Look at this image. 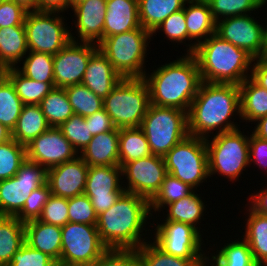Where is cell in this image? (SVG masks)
I'll use <instances>...</instances> for the list:
<instances>
[{
    "label": "cell",
    "instance_id": "obj_35",
    "mask_svg": "<svg viewBox=\"0 0 267 266\" xmlns=\"http://www.w3.org/2000/svg\"><path fill=\"white\" fill-rule=\"evenodd\" d=\"M137 250L139 266H207L208 259H184L165 253L152 240Z\"/></svg>",
    "mask_w": 267,
    "mask_h": 266
},
{
    "label": "cell",
    "instance_id": "obj_16",
    "mask_svg": "<svg viewBox=\"0 0 267 266\" xmlns=\"http://www.w3.org/2000/svg\"><path fill=\"white\" fill-rule=\"evenodd\" d=\"M120 166H89L84 189L97 215L107 211L125 191Z\"/></svg>",
    "mask_w": 267,
    "mask_h": 266
},
{
    "label": "cell",
    "instance_id": "obj_33",
    "mask_svg": "<svg viewBox=\"0 0 267 266\" xmlns=\"http://www.w3.org/2000/svg\"><path fill=\"white\" fill-rule=\"evenodd\" d=\"M218 249H216V254L214 252L211 256L208 255L207 266H259L243 237L242 239L238 238V240H230L223 245L221 250Z\"/></svg>",
    "mask_w": 267,
    "mask_h": 266
},
{
    "label": "cell",
    "instance_id": "obj_13",
    "mask_svg": "<svg viewBox=\"0 0 267 266\" xmlns=\"http://www.w3.org/2000/svg\"><path fill=\"white\" fill-rule=\"evenodd\" d=\"M161 222H156L155 232H152L155 236L151 239L165 253L184 259H208L212 248L208 247V252L203 250L206 246L202 244L203 235L196 228L177 221Z\"/></svg>",
    "mask_w": 267,
    "mask_h": 266
},
{
    "label": "cell",
    "instance_id": "obj_34",
    "mask_svg": "<svg viewBox=\"0 0 267 266\" xmlns=\"http://www.w3.org/2000/svg\"><path fill=\"white\" fill-rule=\"evenodd\" d=\"M149 148L144 131L138 128L119 129V166L125 163L150 156Z\"/></svg>",
    "mask_w": 267,
    "mask_h": 266
},
{
    "label": "cell",
    "instance_id": "obj_9",
    "mask_svg": "<svg viewBox=\"0 0 267 266\" xmlns=\"http://www.w3.org/2000/svg\"><path fill=\"white\" fill-rule=\"evenodd\" d=\"M167 173L194 190L209 177L206 139L188 135L164 157Z\"/></svg>",
    "mask_w": 267,
    "mask_h": 266
},
{
    "label": "cell",
    "instance_id": "obj_46",
    "mask_svg": "<svg viewBox=\"0 0 267 266\" xmlns=\"http://www.w3.org/2000/svg\"><path fill=\"white\" fill-rule=\"evenodd\" d=\"M68 209L69 222L97 225L98 215L85 194L69 198Z\"/></svg>",
    "mask_w": 267,
    "mask_h": 266
},
{
    "label": "cell",
    "instance_id": "obj_39",
    "mask_svg": "<svg viewBox=\"0 0 267 266\" xmlns=\"http://www.w3.org/2000/svg\"><path fill=\"white\" fill-rule=\"evenodd\" d=\"M193 190L188 184L167 173L159 191L149 201L151 215L153 216V211L160 212L168 204L188 196Z\"/></svg>",
    "mask_w": 267,
    "mask_h": 266
},
{
    "label": "cell",
    "instance_id": "obj_25",
    "mask_svg": "<svg viewBox=\"0 0 267 266\" xmlns=\"http://www.w3.org/2000/svg\"><path fill=\"white\" fill-rule=\"evenodd\" d=\"M25 243L48 254L60 264L62 245L61 227L44 223L38 219L25 223Z\"/></svg>",
    "mask_w": 267,
    "mask_h": 266
},
{
    "label": "cell",
    "instance_id": "obj_18",
    "mask_svg": "<svg viewBox=\"0 0 267 266\" xmlns=\"http://www.w3.org/2000/svg\"><path fill=\"white\" fill-rule=\"evenodd\" d=\"M27 160L44 166L47 170L79 154L58 127H50L26 146Z\"/></svg>",
    "mask_w": 267,
    "mask_h": 266
},
{
    "label": "cell",
    "instance_id": "obj_32",
    "mask_svg": "<svg viewBox=\"0 0 267 266\" xmlns=\"http://www.w3.org/2000/svg\"><path fill=\"white\" fill-rule=\"evenodd\" d=\"M187 0H138L141 26L153 32L171 14L183 9Z\"/></svg>",
    "mask_w": 267,
    "mask_h": 266
},
{
    "label": "cell",
    "instance_id": "obj_19",
    "mask_svg": "<svg viewBox=\"0 0 267 266\" xmlns=\"http://www.w3.org/2000/svg\"><path fill=\"white\" fill-rule=\"evenodd\" d=\"M89 166L78 155L70 161L47 170V181L51 194L73 198L84 193Z\"/></svg>",
    "mask_w": 267,
    "mask_h": 266
},
{
    "label": "cell",
    "instance_id": "obj_7",
    "mask_svg": "<svg viewBox=\"0 0 267 266\" xmlns=\"http://www.w3.org/2000/svg\"><path fill=\"white\" fill-rule=\"evenodd\" d=\"M103 102L116 128L141 127L150 105L148 85L143 78H122Z\"/></svg>",
    "mask_w": 267,
    "mask_h": 266
},
{
    "label": "cell",
    "instance_id": "obj_56",
    "mask_svg": "<svg viewBox=\"0 0 267 266\" xmlns=\"http://www.w3.org/2000/svg\"><path fill=\"white\" fill-rule=\"evenodd\" d=\"M69 8L70 0H39L38 11L64 12Z\"/></svg>",
    "mask_w": 267,
    "mask_h": 266
},
{
    "label": "cell",
    "instance_id": "obj_22",
    "mask_svg": "<svg viewBox=\"0 0 267 266\" xmlns=\"http://www.w3.org/2000/svg\"><path fill=\"white\" fill-rule=\"evenodd\" d=\"M183 9L188 30V42L191 40L189 42L190 54H192L202 40L205 41L209 36L215 34L216 21L206 0H187Z\"/></svg>",
    "mask_w": 267,
    "mask_h": 266
},
{
    "label": "cell",
    "instance_id": "obj_57",
    "mask_svg": "<svg viewBox=\"0 0 267 266\" xmlns=\"http://www.w3.org/2000/svg\"><path fill=\"white\" fill-rule=\"evenodd\" d=\"M255 122H257L255 123L256 126H254L251 133L261 139L267 140V115L259 118Z\"/></svg>",
    "mask_w": 267,
    "mask_h": 266
},
{
    "label": "cell",
    "instance_id": "obj_26",
    "mask_svg": "<svg viewBox=\"0 0 267 266\" xmlns=\"http://www.w3.org/2000/svg\"><path fill=\"white\" fill-rule=\"evenodd\" d=\"M28 51L24 23L0 28V67H16Z\"/></svg>",
    "mask_w": 267,
    "mask_h": 266
},
{
    "label": "cell",
    "instance_id": "obj_21",
    "mask_svg": "<svg viewBox=\"0 0 267 266\" xmlns=\"http://www.w3.org/2000/svg\"><path fill=\"white\" fill-rule=\"evenodd\" d=\"M122 78L107 57L100 50H97L87 64L81 84L104 99Z\"/></svg>",
    "mask_w": 267,
    "mask_h": 266
},
{
    "label": "cell",
    "instance_id": "obj_58",
    "mask_svg": "<svg viewBox=\"0 0 267 266\" xmlns=\"http://www.w3.org/2000/svg\"><path fill=\"white\" fill-rule=\"evenodd\" d=\"M26 11H38L39 0H12Z\"/></svg>",
    "mask_w": 267,
    "mask_h": 266
},
{
    "label": "cell",
    "instance_id": "obj_43",
    "mask_svg": "<svg viewBox=\"0 0 267 266\" xmlns=\"http://www.w3.org/2000/svg\"><path fill=\"white\" fill-rule=\"evenodd\" d=\"M214 20L217 22L227 17L251 14L258 11L260 0H206Z\"/></svg>",
    "mask_w": 267,
    "mask_h": 266
},
{
    "label": "cell",
    "instance_id": "obj_36",
    "mask_svg": "<svg viewBox=\"0 0 267 266\" xmlns=\"http://www.w3.org/2000/svg\"><path fill=\"white\" fill-rule=\"evenodd\" d=\"M8 79L24 105H39L42 99L55 87L54 83L38 82L27 78L15 67L8 68Z\"/></svg>",
    "mask_w": 267,
    "mask_h": 266
},
{
    "label": "cell",
    "instance_id": "obj_8",
    "mask_svg": "<svg viewBox=\"0 0 267 266\" xmlns=\"http://www.w3.org/2000/svg\"><path fill=\"white\" fill-rule=\"evenodd\" d=\"M153 155L164 157L188 135L187 112L150 104L140 127Z\"/></svg>",
    "mask_w": 267,
    "mask_h": 266
},
{
    "label": "cell",
    "instance_id": "obj_41",
    "mask_svg": "<svg viewBox=\"0 0 267 266\" xmlns=\"http://www.w3.org/2000/svg\"><path fill=\"white\" fill-rule=\"evenodd\" d=\"M23 105L13 84L7 79L0 87V123L11 132L17 123Z\"/></svg>",
    "mask_w": 267,
    "mask_h": 266
},
{
    "label": "cell",
    "instance_id": "obj_61",
    "mask_svg": "<svg viewBox=\"0 0 267 266\" xmlns=\"http://www.w3.org/2000/svg\"><path fill=\"white\" fill-rule=\"evenodd\" d=\"M266 2H267V0H260V6H259V8H261L263 5H266L267 4ZM265 24H266V26L263 25V29H264V36L267 39V22Z\"/></svg>",
    "mask_w": 267,
    "mask_h": 266
},
{
    "label": "cell",
    "instance_id": "obj_14",
    "mask_svg": "<svg viewBox=\"0 0 267 266\" xmlns=\"http://www.w3.org/2000/svg\"><path fill=\"white\" fill-rule=\"evenodd\" d=\"M250 14L227 17L216 22V32L221 39L245 50L254 59L267 56V39L263 23Z\"/></svg>",
    "mask_w": 267,
    "mask_h": 266
},
{
    "label": "cell",
    "instance_id": "obj_28",
    "mask_svg": "<svg viewBox=\"0 0 267 266\" xmlns=\"http://www.w3.org/2000/svg\"><path fill=\"white\" fill-rule=\"evenodd\" d=\"M245 234L243 237L253 254L255 262L259 266H267V216L256 213L247 207Z\"/></svg>",
    "mask_w": 267,
    "mask_h": 266
},
{
    "label": "cell",
    "instance_id": "obj_23",
    "mask_svg": "<svg viewBox=\"0 0 267 266\" xmlns=\"http://www.w3.org/2000/svg\"><path fill=\"white\" fill-rule=\"evenodd\" d=\"M104 38L135 30L141 26L138 0H107Z\"/></svg>",
    "mask_w": 267,
    "mask_h": 266
},
{
    "label": "cell",
    "instance_id": "obj_29",
    "mask_svg": "<svg viewBox=\"0 0 267 266\" xmlns=\"http://www.w3.org/2000/svg\"><path fill=\"white\" fill-rule=\"evenodd\" d=\"M202 197L193 190L188 196L168 204L164 209L167 210V215L165 214L162 221H177L192 225L200 232L201 219L203 218L204 212L207 208L205 206V201H202ZM206 208V209H205Z\"/></svg>",
    "mask_w": 267,
    "mask_h": 266
},
{
    "label": "cell",
    "instance_id": "obj_4",
    "mask_svg": "<svg viewBox=\"0 0 267 266\" xmlns=\"http://www.w3.org/2000/svg\"><path fill=\"white\" fill-rule=\"evenodd\" d=\"M201 80L209 83L240 85L250 77L254 58L245 50L213 34L196 46Z\"/></svg>",
    "mask_w": 267,
    "mask_h": 266
},
{
    "label": "cell",
    "instance_id": "obj_53",
    "mask_svg": "<svg viewBox=\"0 0 267 266\" xmlns=\"http://www.w3.org/2000/svg\"><path fill=\"white\" fill-rule=\"evenodd\" d=\"M84 118L86 125H89L92 136L116 129L111 117L107 114L104 108Z\"/></svg>",
    "mask_w": 267,
    "mask_h": 266
},
{
    "label": "cell",
    "instance_id": "obj_37",
    "mask_svg": "<svg viewBox=\"0 0 267 266\" xmlns=\"http://www.w3.org/2000/svg\"><path fill=\"white\" fill-rule=\"evenodd\" d=\"M39 105L50 127H59L74 114L65 88L54 87Z\"/></svg>",
    "mask_w": 267,
    "mask_h": 266
},
{
    "label": "cell",
    "instance_id": "obj_59",
    "mask_svg": "<svg viewBox=\"0 0 267 266\" xmlns=\"http://www.w3.org/2000/svg\"><path fill=\"white\" fill-rule=\"evenodd\" d=\"M11 138V131L0 123V144L10 140Z\"/></svg>",
    "mask_w": 267,
    "mask_h": 266
},
{
    "label": "cell",
    "instance_id": "obj_5",
    "mask_svg": "<svg viewBox=\"0 0 267 266\" xmlns=\"http://www.w3.org/2000/svg\"><path fill=\"white\" fill-rule=\"evenodd\" d=\"M151 38L152 33L140 26L135 30L105 37L97 45L98 50L123 78H143L147 72L145 62L148 61L145 58Z\"/></svg>",
    "mask_w": 267,
    "mask_h": 266
},
{
    "label": "cell",
    "instance_id": "obj_62",
    "mask_svg": "<svg viewBox=\"0 0 267 266\" xmlns=\"http://www.w3.org/2000/svg\"><path fill=\"white\" fill-rule=\"evenodd\" d=\"M86 1V0H70V5L73 6L79 2Z\"/></svg>",
    "mask_w": 267,
    "mask_h": 266
},
{
    "label": "cell",
    "instance_id": "obj_44",
    "mask_svg": "<svg viewBox=\"0 0 267 266\" xmlns=\"http://www.w3.org/2000/svg\"><path fill=\"white\" fill-rule=\"evenodd\" d=\"M65 138L72 144L78 154L84 150L93 138L89 125H86L85 118L73 114L66 122L58 127Z\"/></svg>",
    "mask_w": 267,
    "mask_h": 266
},
{
    "label": "cell",
    "instance_id": "obj_45",
    "mask_svg": "<svg viewBox=\"0 0 267 266\" xmlns=\"http://www.w3.org/2000/svg\"><path fill=\"white\" fill-rule=\"evenodd\" d=\"M158 30L160 32L162 31L163 34L166 35V39L170 40L171 43L174 42L175 44H184L186 47H188L184 50H187L186 52L190 54V44L185 43L186 40H188V30L186 27L184 9L171 14L161 24H159L152 32V38L157 32L159 33Z\"/></svg>",
    "mask_w": 267,
    "mask_h": 266
},
{
    "label": "cell",
    "instance_id": "obj_12",
    "mask_svg": "<svg viewBox=\"0 0 267 266\" xmlns=\"http://www.w3.org/2000/svg\"><path fill=\"white\" fill-rule=\"evenodd\" d=\"M47 181V169L26 160L15 176L0 180V216L16 217L33 190Z\"/></svg>",
    "mask_w": 267,
    "mask_h": 266
},
{
    "label": "cell",
    "instance_id": "obj_60",
    "mask_svg": "<svg viewBox=\"0 0 267 266\" xmlns=\"http://www.w3.org/2000/svg\"><path fill=\"white\" fill-rule=\"evenodd\" d=\"M8 79V68L0 67V87Z\"/></svg>",
    "mask_w": 267,
    "mask_h": 266
},
{
    "label": "cell",
    "instance_id": "obj_54",
    "mask_svg": "<svg viewBox=\"0 0 267 266\" xmlns=\"http://www.w3.org/2000/svg\"><path fill=\"white\" fill-rule=\"evenodd\" d=\"M250 78L267 90V56L254 59Z\"/></svg>",
    "mask_w": 267,
    "mask_h": 266
},
{
    "label": "cell",
    "instance_id": "obj_51",
    "mask_svg": "<svg viewBox=\"0 0 267 266\" xmlns=\"http://www.w3.org/2000/svg\"><path fill=\"white\" fill-rule=\"evenodd\" d=\"M26 11L12 0H4L0 5V28L22 25Z\"/></svg>",
    "mask_w": 267,
    "mask_h": 266
},
{
    "label": "cell",
    "instance_id": "obj_42",
    "mask_svg": "<svg viewBox=\"0 0 267 266\" xmlns=\"http://www.w3.org/2000/svg\"><path fill=\"white\" fill-rule=\"evenodd\" d=\"M27 160L26 147L13 138L0 144V180L9 179Z\"/></svg>",
    "mask_w": 267,
    "mask_h": 266
},
{
    "label": "cell",
    "instance_id": "obj_30",
    "mask_svg": "<svg viewBox=\"0 0 267 266\" xmlns=\"http://www.w3.org/2000/svg\"><path fill=\"white\" fill-rule=\"evenodd\" d=\"M240 120L254 122L267 115V90L257 85L250 77L240 85Z\"/></svg>",
    "mask_w": 267,
    "mask_h": 266
},
{
    "label": "cell",
    "instance_id": "obj_55",
    "mask_svg": "<svg viewBox=\"0 0 267 266\" xmlns=\"http://www.w3.org/2000/svg\"><path fill=\"white\" fill-rule=\"evenodd\" d=\"M249 196L248 204L245 206H249L256 213L267 216V187Z\"/></svg>",
    "mask_w": 267,
    "mask_h": 266
},
{
    "label": "cell",
    "instance_id": "obj_49",
    "mask_svg": "<svg viewBox=\"0 0 267 266\" xmlns=\"http://www.w3.org/2000/svg\"><path fill=\"white\" fill-rule=\"evenodd\" d=\"M57 262L48 254L42 253L24 243L13 255L8 266H56Z\"/></svg>",
    "mask_w": 267,
    "mask_h": 266
},
{
    "label": "cell",
    "instance_id": "obj_10",
    "mask_svg": "<svg viewBox=\"0 0 267 266\" xmlns=\"http://www.w3.org/2000/svg\"><path fill=\"white\" fill-rule=\"evenodd\" d=\"M60 12L28 11L24 26L29 51L55 55L70 41V27ZM66 25H65V24Z\"/></svg>",
    "mask_w": 267,
    "mask_h": 266
},
{
    "label": "cell",
    "instance_id": "obj_48",
    "mask_svg": "<svg viewBox=\"0 0 267 266\" xmlns=\"http://www.w3.org/2000/svg\"><path fill=\"white\" fill-rule=\"evenodd\" d=\"M68 210L67 198L57 197L51 194L38 220L47 224L63 227L69 222Z\"/></svg>",
    "mask_w": 267,
    "mask_h": 266
},
{
    "label": "cell",
    "instance_id": "obj_2",
    "mask_svg": "<svg viewBox=\"0 0 267 266\" xmlns=\"http://www.w3.org/2000/svg\"><path fill=\"white\" fill-rule=\"evenodd\" d=\"M150 217L149 200L124 191L113 206L98 215L100 239L108 249H138L148 241L146 231L151 232L145 225Z\"/></svg>",
    "mask_w": 267,
    "mask_h": 266
},
{
    "label": "cell",
    "instance_id": "obj_52",
    "mask_svg": "<svg viewBox=\"0 0 267 266\" xmlns=\"http://www.w3.org/2000/svg\"><path fill=\"white\" fill-rule=\"evenodd\" d=\"M249 138V165H256L267 172V140L261 139L252 133Z\"/></svg>",
    "mask_w": 267,
    "mask_h": 266
},
{
    "label": "cell",
    "instance_id": "obj_47",
    "mask_svg": "<svg viewBox=\"0 0 267 266\" xmlns=\"http://www.w3.org/2000/svg\"><path fill=\"white\" fill-rule=\"evenodd\" d=\"M50 196L51 191L47 183L33 190L16 217L23 223L38 219Z\"/></svg>",
    "mask_w": 267,
    "mask_h": 266
},
{
    "label": "cell",
    "instance_id": "obj_1",
    "mask_svg": "<svg viewBox=\"0 0 267 266\" xmlns=\"http://www.w3.org/2000/svg\"><path fill=\"white\" fill-rule=\"evenodd\" d=\"M240 114L239 85L202 81L187 113L188 133L206 139L213 131L219 134L239 129L234 115Z\"/></svg>",
    "mask_w": 267,
    "mask_h": 266
},
{
    "label": "cell",
    "instance_id": "obj_27",
    "mask_svg": "<svg viewBox=\"0 0 267 266\" xmlns=\"http://www.w3.org/2000/svg\"><path fill=\"white\" fill-rule=\"evenodd\" d=\"M50 128L40 105H23L11 137L23 146Z\"/></svg>",
    "mask_w": 267,
    "mask_h": 266
},
{
    "label": "cell",
    "instance_id": "obj_20",
    "mask_svg": "<svg viewBox=\"0 0 267 266\" xmlns=\"http://www.w3.org/2000/svg\"><path fill=\"white\" fill-rule=\"evenodd\" d=\"M107 0H86L72 6L76 36L70 31V38L76 42L98 44L104 38V22ZM77 28V29H76ZM73 33V34H72Z\"/></svg>",
    "mask_w": 267,
    "mask_h": 266
},
{
    "label": "cell",
    "instance_id": "obj_17",
    "mask_svg": "<svg viewBox=\"0 0 267 266\" xmlns=\"http://www.w3.org/2000/svg\"><path fill=\"white\" fill-rule=\"evenodd\" d=\"M97 50V44L71 40L55 54L53 56L55 87L65 88L81 84L87 64Z\"/></svg>",
    "mask_w": 267,
    "mask_h": 266
},
{
    "label": "cell",
    "instance_id": "obj_31",
    "mask_svg": "<svg viewBox=\"0 0 267 266\" xmlns=\"http://www.w3.org/2000/svg\"><path fill=\"white\" fill-rule=\"evenodd\" d=\"M25 243V223L17 217L0 216V266H8Z\"/></svg>",
    "mask_w": 267,
    "mask_h": 266
},
{
    "label": "cell",
    "instance_id": "obj_24",
    "mask_svg": "<svg viewBox=\"0 0 267 266\" xmlns=\"http://www.w3.org/2000/svg\"><path fill=\"white\" fill-rule=\"evenodd\" d=\"M79 156L88 166H119V129L93 136Z\"/></svg>",
    "mask_w": 267,
    "mask_h": 266
},
{
    "label": "cell",
    "instance_id": "obj_6",
    "mask_svg": "<svg viewBox=\"0 0 267 266\" xmlns=\"http://www.w3.org/2000/svg\"><path fill=\"white\" fill-rule=\"evenodd\" d=\"M240 128L206 138L208 171L223 176L232 183L238 181L249 165V132L246 136ZM212 140V141H211ZM212 175V176H211Z\"/></svg>",
    "mask_w": 267,
    "mask_h": 266
},
{
    "label": "cell",
    "instance_id": "obj_50",
    "mask_svg": "<svg viewBox=\"0 0 267 266\" xmlns=\"http://www.w3.org/2000/svg\"><path fill=\"white\" fill-rule=\"evenodd\" d=\"M86 266H139V259L136 249H108Z\"/></svg>",
    "mask_w": 267,
    "mask_h": 266
},
{
    "label": "cell",
    "instance_id": "obj_40",
    "mask_svg": "<svg viewBox=\"0 0 267 266\" xmlns=\"http://www.w3.org/2000/svg\"><path fill=\"white\" fill-rule=\"evenodd\" d=\"M65 92L74 114L87 117L104 108L103 99L83 84L67 86Z\"/></svg>",
    "mask_w": 267,
    "mask_h": 266
},
{
    "label": "cell",
    "instance_id": "obj_38",
    "mask_svg": "<svg viewBox=\"0 0 267 266\" xmlns=\"http://www.w3.org/2000/svg\"><path fill=\"white\" fill-rule=\"evenodd\" d=\"M19 62L15 68L27 78L38 82L54 83L53 55L35 51L28 54ZM20 66V67H19Z\"/></svg>",
    "mask_w": 267,
    "mask_h": 266
},
{
    "label": "cell",
    "instance_id": "obj_3",
    "mask_svg": "<svg viewBox=\"0 0 267 266\" xmlns=\"http://www.w3.org/2000/svg\"><path fill=\"white\" fill-rule=\"evenodd\" d=\"M184 55L161 64L150 74L145 73L143 79L149 88L150 104L178 108L188 113L202 80L194 55Z\"/></svg>",
    "mask_w": 267,
    "mask_h": 266
},
{
    "label": "cell",
    "instance_id": "obj_11",
    "mask_svg": "<svg viewBox=\"0 0 267 266\" xmlns=\"http://www.w3.org/2000/svg\"><path fill=\"white\" fill-rule=\"evenodd\" d=\"M61 231L60 265L86 266L108 250L100 239L97 225L68 222Z\"/></svg>",
    "mask_w": 267,
    "mask_h": 266
},
{
    "label": "cell",
    "instance_id": "obj_15",
    "mask_svg": "<svg viewBox=\"0 0 267 266\" xmlns=\"http://www.w3.org/2000/svg\"><path fill=\"white\" fill-rule=\"evenodd\" d=\"M121 168L124 190L149 201L159 191L167 174L163 157L153 154L125 163Z\"/></svg>",
    "mask_w": 267,
    "mask_h": 266
}]
</instances>
